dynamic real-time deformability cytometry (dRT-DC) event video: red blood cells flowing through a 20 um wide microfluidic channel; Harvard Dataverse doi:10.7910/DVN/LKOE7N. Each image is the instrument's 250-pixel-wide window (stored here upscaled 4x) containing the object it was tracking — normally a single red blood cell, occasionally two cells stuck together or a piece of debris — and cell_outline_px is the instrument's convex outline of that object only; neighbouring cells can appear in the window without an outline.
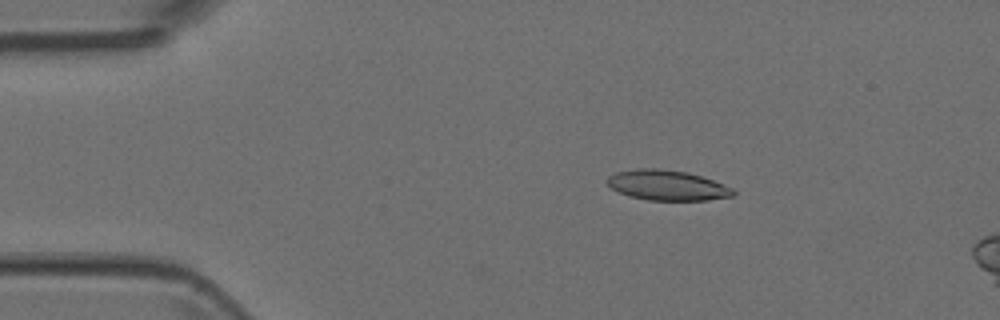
{"species": "Egyptian fruit bat (a non-hibernating species)", "species_latin": "Rousettus aegyptiacus", "temperature_condition": "room temperature", "stored_images_in_passage": 5, "camera_frame_rate_fps": 3000, "um_per_image_px": 0.085, "animal": {"sex": "female"}, "frame": {"image": 1, "passage_image": 3, "time_ms": 0.667, "image_size_px": [1000, 320], "cell_outline_px": [[736, 196], [708, 200], [648, 200], [628, 196], [612, 188], [604, 180], [608, 176], [616, 172], [636, 168], [656, 168], [688, 172], [712, 180], [732, 188], [736, 192]], "centroid_in_image_um": [56.7, 15.75], "position_along_channel_um": 28.3, "area_um2": 22.25}}